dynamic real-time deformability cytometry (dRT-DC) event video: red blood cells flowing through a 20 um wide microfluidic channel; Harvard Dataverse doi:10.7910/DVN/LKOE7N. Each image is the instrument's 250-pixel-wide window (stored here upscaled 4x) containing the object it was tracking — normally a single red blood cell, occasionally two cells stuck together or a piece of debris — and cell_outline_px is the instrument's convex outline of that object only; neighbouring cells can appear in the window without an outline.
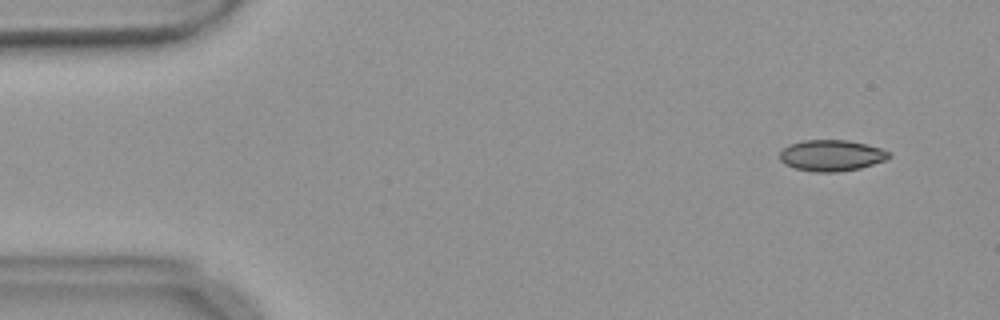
{"species": "common noctule bat (a hibernating species)", "species_latin": "Nyctalus noctula", "temperature_condition": "warm", "stored_images_in_passage": 51, "camera_frame_rate_fps": 3000, "um_per_image_px": 0.085, "animal": {"sex": "female", "body_mass_g": 18.4}, "frame": {"image": 1, "passage_image": 1, "time_ms": 0.0, "image_size_px": [1000, 320], "cell_outline_px": [[892, 156], [884, 160], [860, 168], [836, 172], [816, 172], [796, 168], [784, 164], [780, 160], [780, 152], [788, 144], [804, 140], [848, 140], [880, 148], [888, 152]], "centroid_in_image_um": [70.64, 13.21], "position_along_channel_um": 14.4, "area_um2": 19.65}}
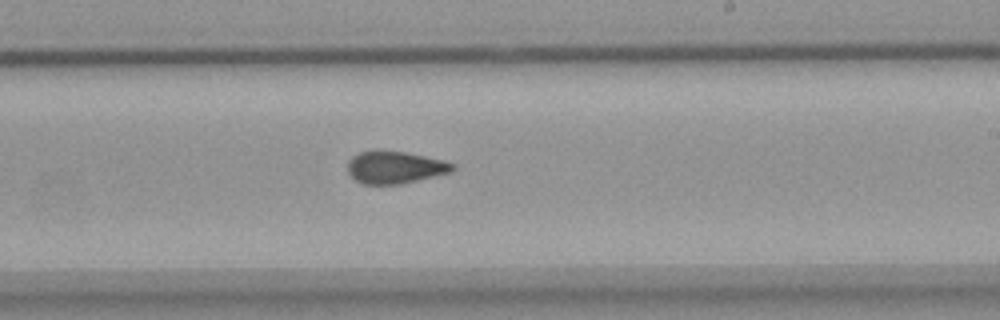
{"frame": {"image": 2, "passage_image": 29, "time_ms": 9.333, "image_size_px": [1000, 320], "cell_outline_px": [[456, 168], [452, 172], [400, 184], [364, 184], [356, 180], [348, 172], [348, 160], [352, 156], [360, 152], [404, 152], [424, 156], [456, 164]], "centroid_in_image_um": [33.59, 14.24], "position_along_channel_um": 255.4, "area_um2": 19.31}}
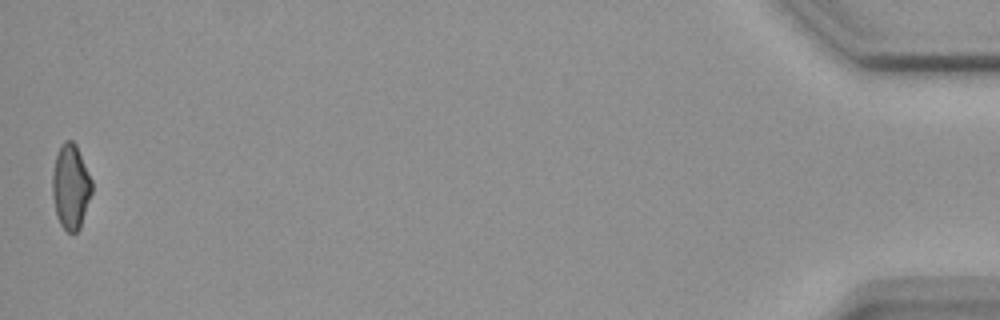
{"frame": {"image": 3, "passage_image": 51, "time_ms": 16.667, "image_size_px": [1000, 320], "cell_outline_px": [[92, 192], [80, 228], [76, 232], [68, 232], [60, 224], [56, 216], [52, 196], [52, 172], [56, 152], [60, 144], [64, 140], [72, 140], [76, 144], [92, 180]], "centroid_in_image_um": [5.99, 15.84], "position_along_channel_um": 429.2, "area_um2": 19.77}, "authors_computed_cell_mechanics": {"area_um2": 19.7676, "velocity_mm_per_s": 3.6918, "shape_relaxation_time_tau1_ms": null, "shape_relaxation_time_tau2_ms": 2.0446, "deformation_change_tau1": null, "deformation_change_tau2": 0.0852}}